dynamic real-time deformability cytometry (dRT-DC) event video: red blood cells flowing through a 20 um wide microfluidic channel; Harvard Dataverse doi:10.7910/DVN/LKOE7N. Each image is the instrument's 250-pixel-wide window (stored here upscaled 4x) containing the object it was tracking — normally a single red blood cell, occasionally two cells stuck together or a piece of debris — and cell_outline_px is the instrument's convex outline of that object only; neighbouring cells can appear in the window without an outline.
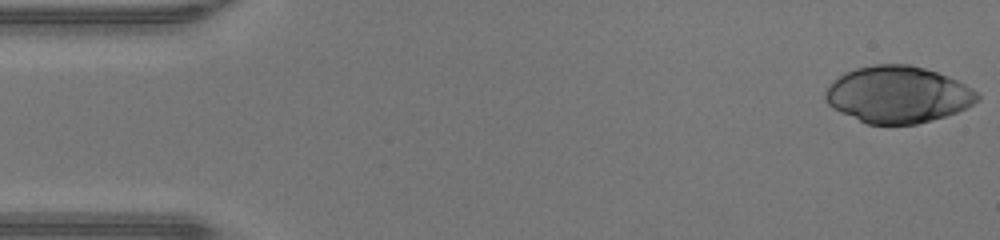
{"species": "human", "species_latin": "Homo sapiens", "temperature_condition": "warm", "stored_images_in_passage": 47, "camera_frame_rate_fps": 3000, "um_per_image_px": 0.085, "donor": {"sex": "male"}, "frame": {"image": 1, "passage_image": 1, "time_ms": 0.0, "image_size_px": [1000, 240], "cell_outline_px": [[980, 100], [956, 112], [932, 120], [916, 124], [868, 124], [840, 112], [832, 108], [828, 104], [824, 96], [828, 88], [844, 72], [856, 68], [876, 64], [908, 64], [924, 68], [936, 72], [956, 80], [980, 92]], "centroid_in_image_um": [76.33, 8.04], "position_along_channel_um": 8.7, "area_um2": 49.88}}
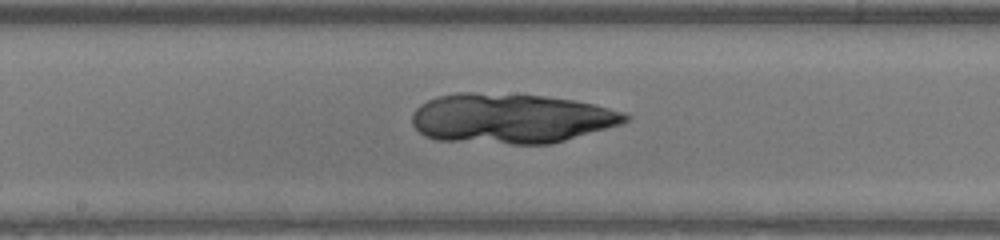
{"frame": {"image": 2, "passage_image": 24, "time_ms": 7.667, "image_size_px": [1000, 240], "cell_outline_px": [[632, 116], [628, 120], [620, 124], [564, 140], [548, 144], [512, 144], [436, 140], [424, 136], [412, 124], [412, 112], [420, 104], [436, 96], [456, 92], [476, 92], [544, 96], [572, 100], [592, 104], [608, 108]], "centroid_in_image_um": [43.35, 10.06], "position_along_channel_um": 204.8, "area_um2": 61.85}}
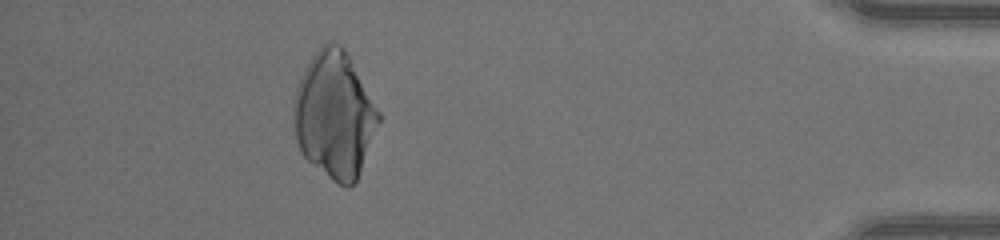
{"frame": {"image": 3, "passage_image": 42, "time_ms": 13.667, "image_size_px": [1000, 240], "cell_outline_px": [[380, 120], [356, 180], [348, 188], [332, 180], [312, 164], [300, 152], [296, 140], [292, 124], [292, 104], [296, 88], [312, 56], [328, 40], [332, 40], [340, 44], [344, 48], [380, 112]], "centroid_in_image_um": [28.4, 9.77], "position_along_channel_um": 406.8, "area_um2": 62.14}}